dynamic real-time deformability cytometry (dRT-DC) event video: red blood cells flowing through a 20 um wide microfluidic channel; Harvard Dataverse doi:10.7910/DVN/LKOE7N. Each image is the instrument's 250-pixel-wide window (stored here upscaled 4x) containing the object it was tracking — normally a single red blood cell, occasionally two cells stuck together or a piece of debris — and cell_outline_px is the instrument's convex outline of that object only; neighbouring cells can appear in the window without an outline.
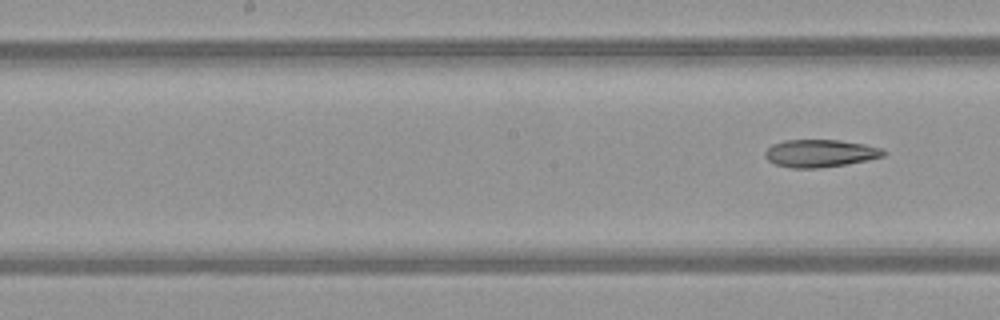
{"species": "common noctule bat (a hibernating species)", "species_latin": "Nyctalus noctula", "temperature_condition": "warm", "stored_images_in_passage": 8, "segment_of_instrument_passage": [2, 2], "camera_frame_rate_fps": 3000, "um_per_image_px": 0.085, "animal": {"sex": "female", "body_mass_g": 21.9}, "frame": {"image": 1, "passage_image": 8, "time_ms": 2.333, "image_size_px": [1000, 320], "cell_outline_px": [[888, 152], [884, 156], [868, 160], [848, 164], [820, 168], [792, 168], [776, 164], [768, 160], [764, 156], [764, 152], [772, 144], [784, 140], [840, 140], [864, 144], [880, 148]], "centroid_in_image_um": [69.72, 13.03], "position_along_channel_um": 178.5, "area_um2": 19.13}}